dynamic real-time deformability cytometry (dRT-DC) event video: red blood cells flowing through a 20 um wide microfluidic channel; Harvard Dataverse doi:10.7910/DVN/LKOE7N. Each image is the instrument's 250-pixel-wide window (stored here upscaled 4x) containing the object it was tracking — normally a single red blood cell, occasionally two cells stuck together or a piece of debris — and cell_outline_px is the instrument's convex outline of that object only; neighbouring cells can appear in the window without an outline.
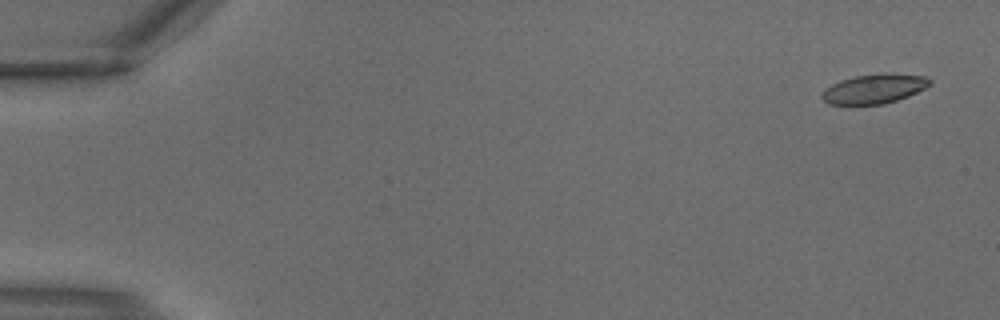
{"species": "common noctule bat (a hibernating species)", "species_latin": "Nyctalus noctula", "temperature_condition": "warm", "stored_images_in_passage": 3, "camera_frame_rate_fps": 3000, "um_per_image_px": 0.085, "animal": {"sex": "male", "body_mass_g": 18.8}, "frame": {"image": 1, "passage_image": 1, "time_ms": 0.0, "image_size_px": [1000, 320], "cell_outline_px": [[932, 84], [908, 96], [884, 104], [828, 104], [820, 96], [832, 84], [840, 80], [856, 76], [880, 72], [892, 72], [924, 76], [932, 80]], "centroid_in_image_um": [74.35, 7.52], "position_along_channel_um": 10.7, "area_um2": 18.55}}
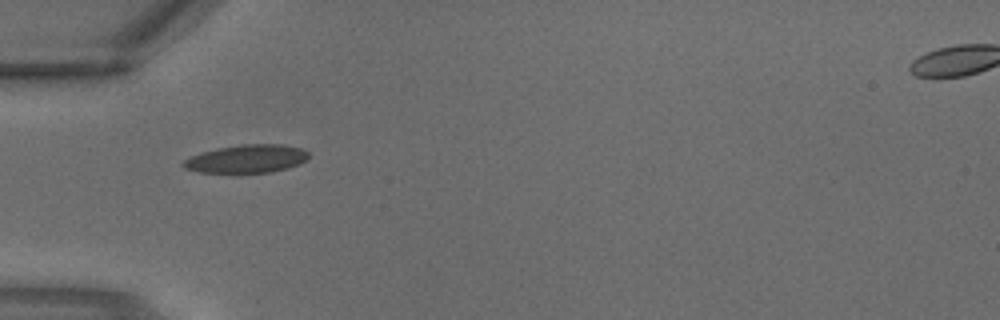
{"frame": {"image": 2, "passage_image": 3, "time_ms": 0.667, "image_size_px": [1000, 320], "cell_outline_px": [[308, 160], [300, 164], [288, 168], [272, 172], [200, 172], [184, 168], [180, 164], [184, 160], [200, 152], [240, 144], [284, 144], [300, 148], [308, 152]], "centroid_in_image_um": [21.0, 13.49], "position_along_channel_um": 64.0, "area_um2": 20.52}}